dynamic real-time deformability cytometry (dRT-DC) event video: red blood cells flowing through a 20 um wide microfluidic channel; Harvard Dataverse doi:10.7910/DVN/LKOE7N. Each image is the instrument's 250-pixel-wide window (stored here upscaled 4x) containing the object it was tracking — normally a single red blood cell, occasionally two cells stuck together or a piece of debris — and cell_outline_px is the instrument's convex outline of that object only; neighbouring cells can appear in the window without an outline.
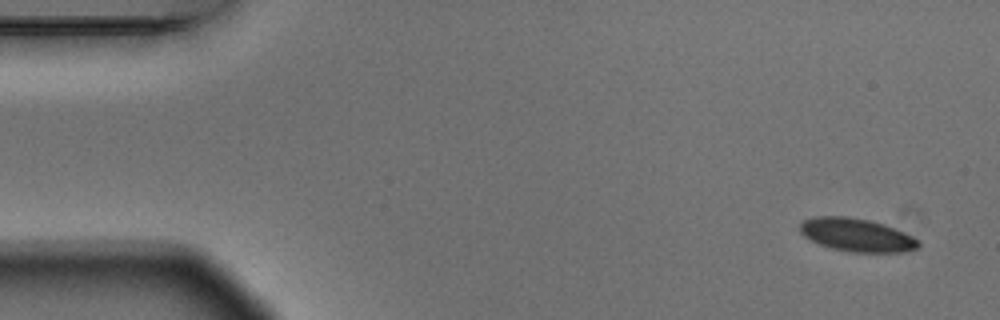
{"species": "Egyptian fruit bat (a non-hibernating species)", "species_latin": "Rousettus aegyptiacus", "temperature_condition": "warm", "stored_images_in_passage": 6, "camera_frame_rate_fps": 3000, "um_per_image_px": 0.085, "animal": {"sex": "male"}, "frame": {"image": 1, "passage_image": 1, "time_ms": 0.0, "image_size_px": [1000, 320], "cell_outline_px": [[920, 248], [908, 252], [848, 252], [832, 248], [820, 244], [804, 236], [800, 232], [800, 224], [804, 220], [816, 216], [844, 216], [868, 220], [884, 224], [912, 236], [920, 240]], "centroid_in_image_um": [72.86, 19.98], "position_along_channel_um": 12.1, "area_um2": 22.89}}
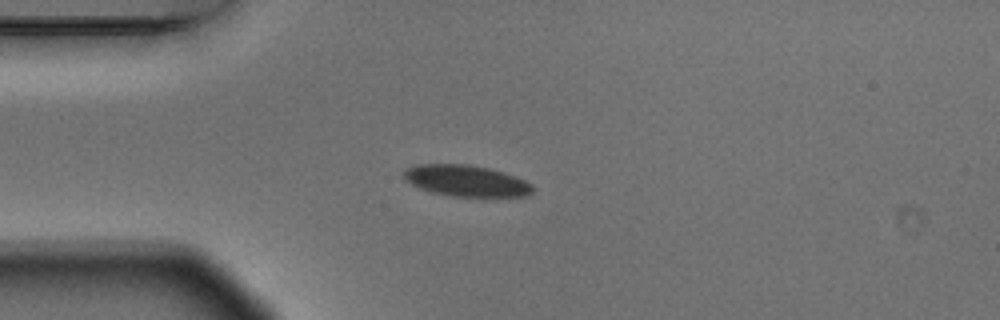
{"frame": {"image": 2, "passage_image": 4, "time_ms": 1.0, "image_size_px": [1000, 320], "cell_outline_px": [[536, 188], [528, 196], [448, 196], [432, 192], [420, 188], [404, 180], [404, 172], [408, 168], [416, 164], [468, 164], [488, 168], [504, 172], [516, 176], [532, 184]], "centroid_in_image_um": [39.65, 15.36], "position_along_channel_um": 45.3, "area_um2": 23.52}}
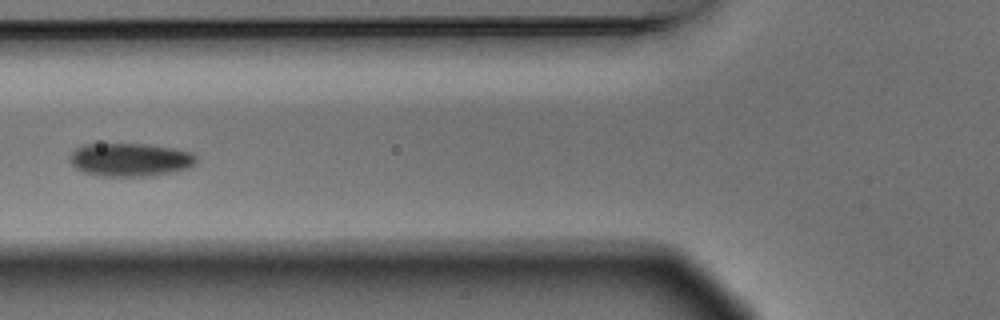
{"frame": {"image": 3, "passage_image": 6, "time_ms": 1.667, "image_size_px": [1000, 320], "cell_outline_px": [[196, 164], [192, 168], [176, 172], [156, 176], [100, 176], [84, 172], [76, 168], [68, 160], [68, 156], [76, 148], [84, 144], [148, 144], [176, 148], [192, 152], [196, 156]], "centroid_in_image_um": [11.12, 13.58], "position_along_channel_um": 114.7, "area_um2": 25.09}}